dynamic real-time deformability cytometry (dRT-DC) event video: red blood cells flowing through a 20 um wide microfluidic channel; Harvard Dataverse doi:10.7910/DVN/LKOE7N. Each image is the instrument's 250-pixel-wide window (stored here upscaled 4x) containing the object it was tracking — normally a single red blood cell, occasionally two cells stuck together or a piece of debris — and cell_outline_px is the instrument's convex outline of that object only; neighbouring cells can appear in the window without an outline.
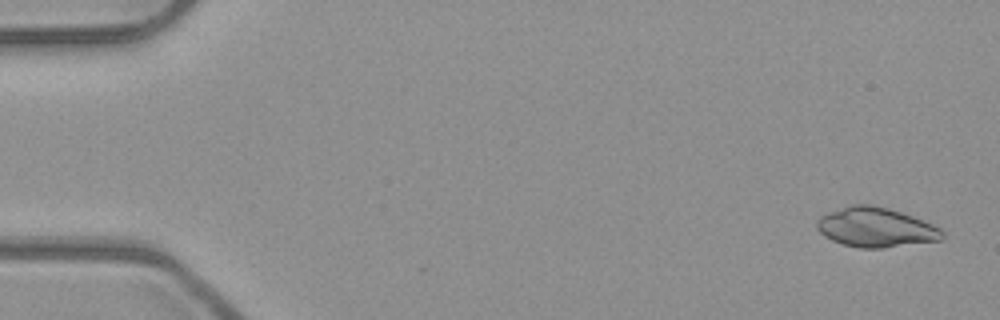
{"species": "common noctule bat (a hibernating species)", "species_latin": "Nyctalus noctula", "temperature_condition": "room temperature", "stored_images_in_passage": 52, "camera_frame_rate_fps": 3000, "um_per_image_px": 0.085, "animal": {"sex": "male", "body_mass_g": 23.1, "forearm_length_mm": 52.7}, "frame": {"image": 1, "passage_image": 2, "time_ms": 0.333, "image_size_px": [1000, 320], "cell_outline_px": [[944, 236], [940, 240], [884, 248], [860, 248], [844, 244], [832, 240], [824, 236], [816, 228], [816, 220], [820, 216], [828, 212], [852, 204], [872, 204], [888, 208], [912, 216], [932, 224], [940, 228], [944, 232]], "centroid_in_image_um": [74.42, 19.32], "position_along_channel_um": 10.6, "area_um2": 28.9}}
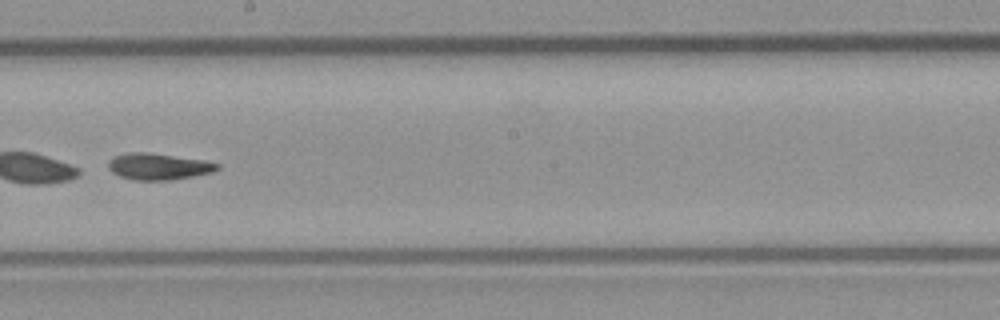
{"frame": {"image": 2, "passage_image": 30, "time_ms": 9.667, "image_size_px": [1000, 320], "cell_outline_px": [[220, 168], [212, 172], [192, 176], [168, 180], [132, 180], [120, 176], [112, 172], [108, 168], [108, 160], [112, 156], [128, 152], [148, 152], [204, 160], [220, 164]], "centroid_in_image_um": [13.43, 14.14], "position_along_channel_um": 234.8, "area_um2": 16.88}, "authors_computed_cell_mechanics": {"area_um2": 28.6688, "velocity_mm_per_s": 3.9794, "shape_relaxation_time_tau1_ms": null, "shape_relaxation_time_tau2_ms": 3.0519, "deformation_change_tau1": null, "deformation_change_tau2": 0.0891}}